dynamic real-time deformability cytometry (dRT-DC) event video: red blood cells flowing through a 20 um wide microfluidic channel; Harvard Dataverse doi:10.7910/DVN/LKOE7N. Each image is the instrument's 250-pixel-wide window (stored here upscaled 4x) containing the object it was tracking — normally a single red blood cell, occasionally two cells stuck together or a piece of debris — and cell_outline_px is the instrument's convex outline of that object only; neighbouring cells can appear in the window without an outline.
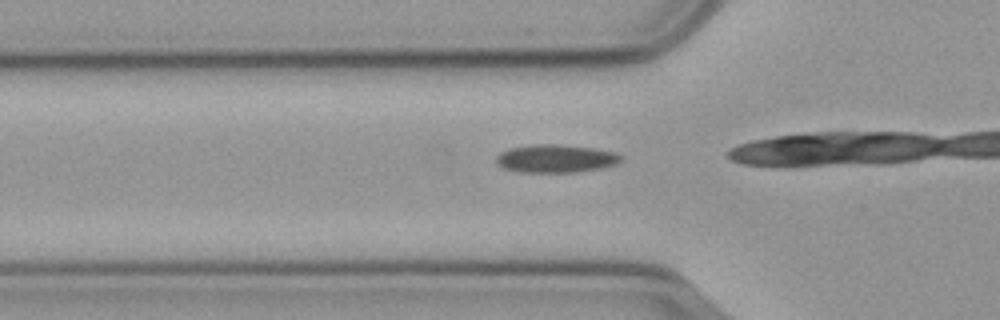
{"species": "common noctule bat (a hibernating species)", "species_latin": "Nyctalus noctula", "temperature_condition": "cold", "stored_images_in_passage": 20, "camera_frame_rate_fps": 3000, "um_per_image_px": 0.085, "animal": {"sex": "male", "body_mass_g": 23.1, "forearm_length_mm": 52.7}, "frame": {"image": 1, "passage_image": 14, "time_ms": 4.333, "image_size_px": [1000, 320], "cell_outline_px": [[624, 160], [616, 164], [600, 168], [576, 172], [520, 172], [504, 168], [496, 164], [496, 156], [500, 152], [508, 148], [532, 144], [556, 144], [592, 148], [616, 152], [624, 156]], "centroid_in_image_um": [47.24, 13.47], "position_along_channel_um": 78.6, "area_um2": 20.58}}
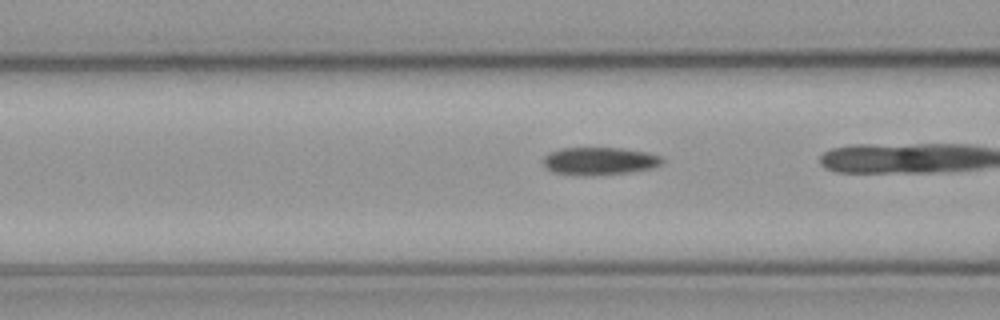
{"frame": {"image": 2, "passage_image": 17, "time_ms": 5.333, "image_size_px": [1000, 320], "cell_outline_px": [[664, 160], [660, 164], [652, 168], [628, 172], [552, 172], [544, 164], [544, 156], [548, 152], [560, 148], [624, 148], [648, 152], [660, 156]], "centroid_in_image_um": [51.0, 13.61], "position_along_channel_um": 115.6, "area_um2": 18.09}}